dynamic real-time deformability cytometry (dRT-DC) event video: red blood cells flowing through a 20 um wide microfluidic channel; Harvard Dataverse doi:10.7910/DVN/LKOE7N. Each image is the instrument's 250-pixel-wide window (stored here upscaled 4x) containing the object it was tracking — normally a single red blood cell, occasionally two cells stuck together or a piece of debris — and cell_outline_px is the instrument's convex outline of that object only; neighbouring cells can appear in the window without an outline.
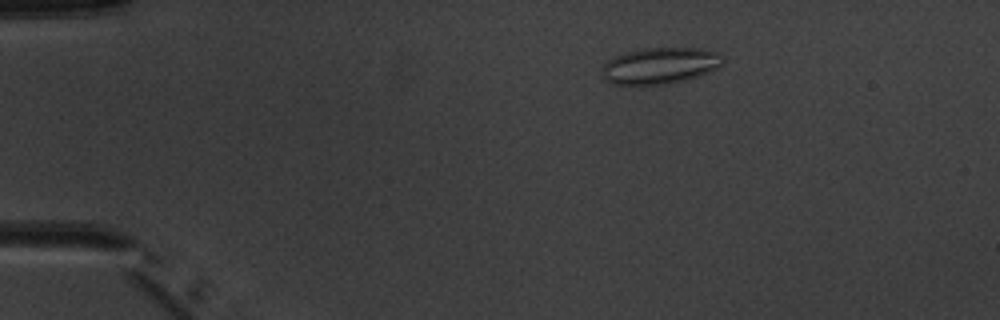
{"species": "common noctule bat (a hibernating species)", "species_latin": "Nyctalus noctula", "temperature_condition": "warm", "stored_images_in_passage": 5, "camera_frame_rate_fps": 3000, "um_per_image_px": 0.085, "animal": {"sex": "male", "body_mass_g": 20.1, "forearm_length_mm": 53.5}, "frame": {"image": 1, "passage_image": 3, "time_ms": 2.333, "image_size_px": [1000, 320], "cell_outline_px": [[724, 60], [716, 68], [700, 76], [668, 84], [616, 84], [608, 80], [600, 72], [604, 64], [608, 60], [616, 56], [628, 52], [644, 48], [704, 48], [720, 52], [724, 56]], "centroid_in_image_um": [56.16, 5.57], "position_along_channel_um": 28.8, "area_um2": 25.49}}